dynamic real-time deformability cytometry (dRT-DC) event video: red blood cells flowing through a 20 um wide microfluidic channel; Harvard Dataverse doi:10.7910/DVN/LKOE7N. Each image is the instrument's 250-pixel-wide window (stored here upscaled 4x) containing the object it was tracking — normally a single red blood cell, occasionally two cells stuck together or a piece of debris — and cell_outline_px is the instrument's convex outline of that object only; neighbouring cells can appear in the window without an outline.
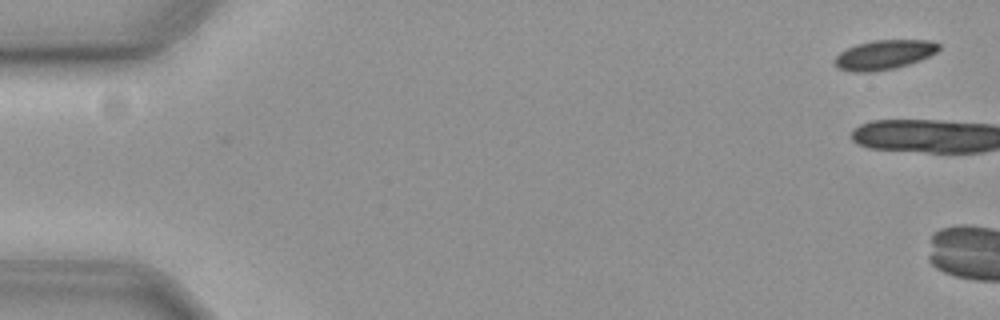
{"species": "common noctule bat (a hibernating species)", "species_latin": "Nyctalus noctula", "temperature_condition": "cold", "stored_images_in_passage": 4, "camera_frame_rate_fps": 3000, "um_per_image_px": 0.085, "animal": {"sex": "female", "body_mass_g": 19.3, "forearm_length_mm": 54.1}, "frame": {"image": 1, "passage_image": 4, "time_ms": 1.0, "image_size_px": [1000, 320], "cell_outline_px": [[940, 48], [936, 52], [920, 60], [896, 68], [872, 72], [852, 72], [836, 68], [832, 64], [832, 60], [840, 52], [856, 44], [872, 40], [928, 40], [940, 44]], "centroid_in_image_um": [75.09, 4.66], "position_along_channel_um": 9.9, "area_um2": 18.09}}